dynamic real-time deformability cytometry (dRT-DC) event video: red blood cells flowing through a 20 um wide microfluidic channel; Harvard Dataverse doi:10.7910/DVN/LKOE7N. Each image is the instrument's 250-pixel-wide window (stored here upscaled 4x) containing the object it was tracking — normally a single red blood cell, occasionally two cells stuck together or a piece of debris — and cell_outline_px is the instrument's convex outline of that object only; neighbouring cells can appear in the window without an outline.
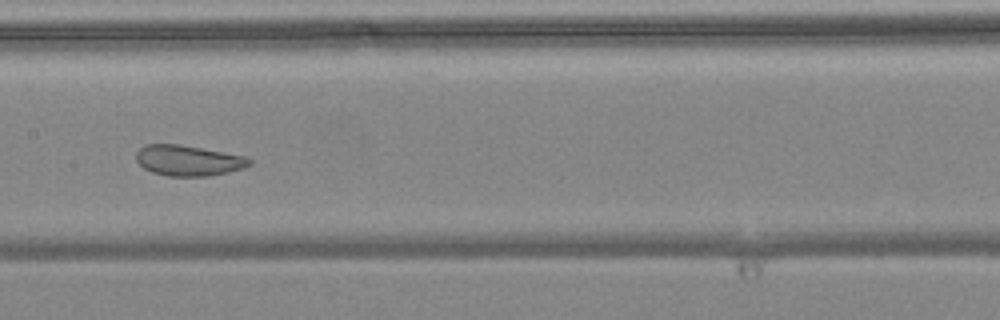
{"species": "common noctule bat (a hibernating species)", "species_latin": "Nyctalus noctula", "temperature_condition": "warm", "stored_images_in_passage": 7, "camera_frame_rate_fps": 3000, "um_per_image_px": 0.085, "animal": {"sex": "female", "body_mass_g": 24.6, "forearm_length_mm": 56.2}, "frame": {"image": 1, "passage_image": 5, "time_ms": 1.333, "image_size_px": [1000, 320], "cell_outline_px": [[252, 164], [244, 168], [228, 172], [208, 176], [168, 176], [152, 172], [144, 168], [136, 160], [136, 152], [144, 144], [180, 144], [248, 156], [252, 160]], "centroid_in_image_um": [16.04, 13.63], "position_along_channel_um": 191.4, "area_um2": 20.4}}
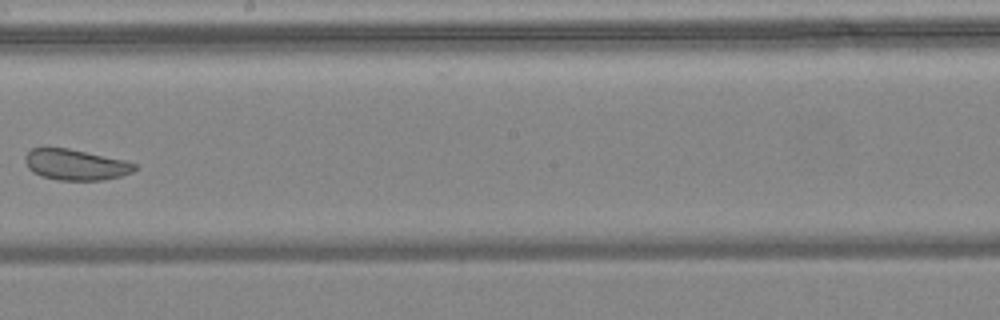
{"frame": {"image": 2, "passage_image": 6, "time_ms": 1.667, "image_size_px": [1000, 320], "cell_outline_px": [[136, 168], [132, 172], [120, 176], [100, 180], [60, 180], [40, 176], [32, 172], [28, 168], [24, 160], [24, 156], [32, 148], [68, 148], [124, 160], [136, 164]], "centroid_in_image_um": [6.39, 14.0], "position_along_channel_um": 241.8, "area_um2": 19.54}}
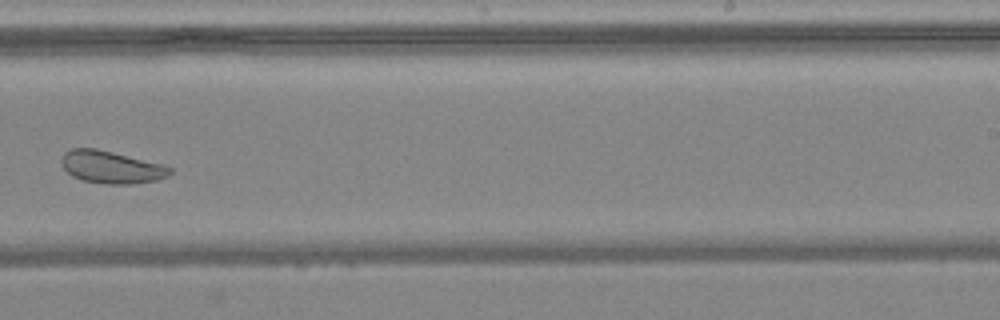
{"frame": {"image": 3, "passage_image": 7, "time_ms": 2.0, "image_size_px": [1000, 320], "cell_outline_px": [[172, 172], [168, 176], [156, 180], [132, 184], [108, 184], [84, 180], [72, 176], [64, 168], [60, 160], [64, 152], [72, 148], [96, 148], [160, 164], [172, 168]], "centroid_in_image_um": [9.43, 14.2], "position_along_channel_um": 279.6, "area_um2": 20.23}}